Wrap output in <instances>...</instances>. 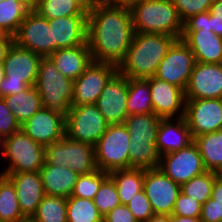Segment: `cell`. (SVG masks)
<instances>
[{"instance_id": "6da1fadb", "label": "cell", "mask_w": 222, "mask_h": 222, "mask_svg": "<svg viewBox=\"0 0 222 222\" xmlns=\"http://www.w3.org/2000/svg\"><path fill=\"white\" fill-rule=\"evenodd\" d=\"M134 34L129 8L91 1L87 14V43L93 61L119 66L126 57Z\"/></svg>"}, {"instance_id": "7a4b0ae2", "label": "cell", "mask_w": 222, "mask_h": 222, "mask_svg": "<svg viewBox=\"0 0 222 222\" xmlns=\"http://www.w3.org/2000/svg\"><path fill=\"white\" fill-rule=\"evenodd\" d=\"M175 40L169 35L135 32L126 57L118 66V72L133 79L155 76L159 63Z\"/></svg>"}, {"instance_id": "3957f363", "label": "cell", "mask_w": 222, "mask_h": 222, "mask_svg": "<svg viewBox=\"0 0 222 222\" xmlns=\"http://www.w3.org/2000/svg\"><path fill=\"white\" fill-rule=\"evenodd\" d=\"M130 10L135 32L180 39L183 22L172 0H142Z\"/></svg>"}, {"instance_id": "277c9868", "label": "cell", "mask_w": 222, "mask_h": 222, "mask_svg": "<svg viewBox=\"0 0 222 222\" xmlns=\"http://www.w3.org/2000/svg\"><path fill=\"white\" fill-rule=\"evenodd\" d=\"M35 86L42 107L66 119L72 106L74 81L64 77L49 57L41 58Z\"/></svg>"}, {"instance_id": "5b68a950", "label": "cell", "mask_w": 222, "mask_h": 222, "mask_svg": "<svg viewBox=\"0 0 222 222\" xmlns=\"http://www.w3.org/2000/svg\"><path fill=\"white\" fill-rule=\"evenodd\" d=\"M41 58L13 42L3 60L5 77L0 84V97L19 94L35 85Z\"/></svg>"}, {"instance_id": "8992f818", "label": "cell", "mask_w": 222, "mask_h": 222, "mask_svg": "<svg viewBox=\"0 0 222 222\" xmlns=\"http://www.w3.org/2000/svg\"><path fill=\"white\" fill-rule=\"evenodd\" d=\"M3 159H7L0 173L40 172L45 163V147L19 130L4 138Z\"/></svg>"}, {"instance_id": "52a82bcc", "label": "cell", "mask_w": 222, "mask_h": 222, "mask_svg": "<svg viewBox=\"0 0 222 222\" xmlns=\"http://www.w3.org/2000/svg\"><path fill=\"white\" fill-rule=\"evenodd\" d=\"M45 162L81 174L97 170L95 146L64 137L45 147Z\"/></svg>"}, {"instance_id": "ba28073f", "label": "cell", "mask_w": 222, "mask_h": 222, "mask_svg": "<svg viewBox=\"0 0 222 222\" xmlns=\"http://www.w3.org/2000/svg\"><path fill=\"white\" fill-rule=\"evenodd\" d=\"M130 136L123 124H110L95 145L97 169L110 173L129 168Z\"/></svg>"}, {"instance_id": "9c48e42d", "label": "cell", "mask_w": 222, "mask_h": 222, "mask_svg": "<svg viewBox=\"0 0 222 222\" xmlns=\"http://www.w3.org/2000/svg\"><path fill=\"white\" fill-rule=\"evenodd\" d=\"M109 125L96 104L71 106L65 119V136L95 146Z\"/></svg>"}, {"instance_id": "30bf717a", "label": "cell", "mask_w": 222, "mask_h": 222, "mask_svg": "<svg viewBox=\"0 0 222 222\" xmlns=\"http://www.w3.org/2000/svg\"><path fill=\"white\" fill-rule=\"evenodd\" d=\"M195 63V56L189 46L182 39H176L159 63L154 77L185 91Z\"/></svg>"}, {"instance_id": "8fae6325", "label": "cell", "mask_w": 222, "mask_h": 222, "mask_svg": "<svg viewBox=\"0 0 222 222\" xmlns=\"http://www.w3.org/2000/svg\"><path fill=\"white\" fill-rule=\"evenodd\" d=\"M117 72V65L92 60L74 81L72 106L96 104L102 90Z\"/></svg>"}, {"instance_id": "7c38bea8", "label": "cell", "mask_w": 222, "mask_h": 222, "mask_svg": "<svg viewBox=\"0 0 222 222\" xmlns=\"http://www.w3.org/2000/svg\"><path fill=\"white\" fill-rule=\"evenodd\" d=\"M13 42L41 57H49L56 51V43H52L48 20L35 9L26 15L17 33L13 36Z\"/></svg>"}, {"instance_id": "4fadbf2b", "label": "cell", "mask_w": 222, "mask_h": 222, "mask_svg": "<svg viewBox=\"0 0 222 222\" xmlns=\"http://www.w3.org/2000/svg\"><path fill=\"white\" fill-rule=\"evenodd\" d=\"M158 167L180 186L207 171L194 141L179 151L162 155Z\"/></svg>"}, {"instance_id": "5bb4252c", "label": "cell", "mask_w": 222, "mask_h": 222, "mask_svg": "<svg viewBox=\"0 0 222 222\" xmlns=\"http://www.w3.org/2000/svg\"><path fill=\"white\" fill-rule=\"evenodd\" d=\"M143 190L154 214H172L180 193V185L170 179L159 167L144 169Z\"/></svg>"}, {"instance_id": "9a60e30c", "label": "cell", "mask_w": 222, "mask_h": 222, "mask_svg": "<svg viewBox=\"0 0 222 222\" xmlns=\"http://www.w3.org/2000/svg\"><path fill=\"white\" fill-rule=\"evenodd\" d=\"M185 119L193 139L222 130V99H185Z\"/></svg>"}, {"instance_id": "2e32d148", "label": "cell", "mask_w": 222, "mask_h": 222, "mask_svg": "<svg viewBox=\"0 0 222 222\" xmlns=\"http://www.w3.org/2000/svg\"><path fill=\"white\" fill-rule=\"evenodd\" d=\"M128 78L117 72L102 90L96 106L109 124H123L127 113Z\"/></svg>"}, {"instance_id": "e0dca14e", "label": "cell", "mask_w": 222, "mask_h": 222, "mask_svg": "<svg viewBox=\"0 0 222 222\" xmlns=\"http://www.w3.org/2000/svg\"><path fill=\"white\" fill-rule=\"evenodd\" d=\"M184 93L185 99H222V63L196 62Z\"/></svg>"}, {"instance_id": "ac0fdd59", "label": "cell", "mask_w": 222, "mask_h": 222, "mask_svg": "<svg viewBox=\"0 0 222 222\" xmlns=\"http://www.w3.org/2000/svg\"><path fill=\"white\" fill-rule=\"evenodd\" d=\"M149 81L153 113L161 118H180L185 116L184 90L159 80L154 76Z\"/></svg>"}, {"instance_id": "d6986e66", "label": "cell", "mask_w": 222, "mask_h": 222, "mask_svg": "<svg viewBox=\"0 0 222 222\" xmlns=\"http://www.w3.org/2000/svg\"><path fill=\"white\" fill-rule=\"evenodd\" d=\"M21 130L46 147L65 137V118L42 107L21 125Z\"/></svg>"}, {"instance_id": "ffe728a7", "label": "cell", "mask_w": 222, "mask_h": 222, "mask_svg": "<svg viewBox=\"0 0 222 222\" xmlns=\"http://www.w3.org/2000/svg\"><path fill=\"white\" fill-rule=\"evenodd\" d=\"M7 176L15 186L19 207L27 219L36 213L46 195L40 172L0 173Z\"/></svg>"}, {"instance_id": "44dd1931", "label": "cell", "mask_w": 222, "mask_h": 222, "mask_svg": "<svg viewBox=\"0 0 222 222\" xmlns=\"http://www.w3.org/2000/svg\"><path fill=\"white\" fill-rule=\"evenodd\" d=\"M52 43L58 49L73 48L87 42V15H74L48 20Z\"/></svg>"}, {"instance_id": "7402d4cb", "label": "cell", "mask_w": 222, "mask_h": 222, "mask_svg": "<svg viewBox=\"0 0 222 222\" xmlns=\"http://www.w3.org/2000/svg\"><path fill=\"white\" fill-rule=\"evenodd\" d=\"M193 141L185 117L161 119L155 143L160 157L164 154L179 151Z\"/></svg>"}, {"instance_id": "603a6c76", "label": "cell", "mask_w": 222, "mask_h": 222, "mask_svg": "<svg viewBox=\"0 0 222 222\" xmlns=\"http://www.w3.org/2000/svg\"><path fill=\"white\" fill-rule=\"evenodd\" d=\"M180 39L192 50L196 62L222 63V37L212 30H182Z\"/></svg>"}, {"instance_id": "cb8c5ba5", "label": "cell", "mask_w": 222, "mask_h": 222, "mask_svg": "<svg viewBox=\"0 0 222 222\" xmlns=\"http://www.w3.org/2000/svg\"><path fill=\"white\" fill-rule=\"evenodd\" d=\"M49 58L57 70L72 81H75L92 61L87 42L73 48L58 49Z\"/></svg>"}, {"instance_id": "d4e9b609", "label": "cell", "mask_w": 222, "mask_h": 222, "mask_svg": "<svg viewBox=\"0 0 222 222\" xmlns=\"http://www.w3.org/2000/svg\"><path fill=\"white\" fill-rule=\"evenodd\" d=\"M45 194L68 198L71 196L79 174L62 166L45 162L40 169Z\"/></svg>"}, {"instance_id": "484cf974", "label": "cell", "mask_w": 222, "mask_h": 222, "mask_svg": "<svg viewBox=\"0 0 222 222\" xmlns=\"http://www.w3.org/2000/svg\"><path fill=\"white\" fill-rule=\"evenodd\" d=\"M161 117L154 113L129 115L124 125L132 144L155 145Z\"/></svg>"}, {"instance_id": "4316f807", "label": "cell", "mask_w": 222, "mask_h": 222, "mask_svg": "<svg viewBox=\"0 0 222 222\" xmlns=\"http://www.w3.org/2000/svg\"><path fill=\"white\" fill-rule=\"evenodd\" d=\"M92 0L31 1L32 8L47 20L60 17L87 15Z\"/></svg>"}, {"instance_id": "83f0119b", "label": "cell", "mask_w": 222, "mask_h": 222, "mask_svg": "<svg viewBox=\"0 0 222 222\" xmlns=\"http://www.w3.org/2000/svg\"><path fill=\"white\" fill-rule=\"evenodd\" d=\"M3 99L20 125L42 108L41 98L35 85L19 94L8 95Z\"/></svg>"}, {"instance_id": "f1b7e54d", "label": "cell", "mask_w": 222, "mask_h": 222, "mask_svg": "<svg viewBox=\"0 0 222 222\" xmlns=\"http://www.w3.org/2000/svg\"><path fill=\"white\" fill-rule=\"evenodd\" d=\"M114 181L122 205H127L137 192L144 187V169L128 168L109 173Z\"/></svg>"}, {"instance_id": "f546056e", "label": "cell", "mask_w": 222, "mask_h": 222, "mask_svg": "<svg viewBox=\"0 0 222 222\" xmlns=\"http://www.w3.org/2000/svg\"><path fill=\"white\" fill-rule=\"evenodd\" d=\"M31 0H4L0 2V28L14 36L26 15L32 10Z\"/></svg>"}, {"instance_id": "4dcf8cb0", "label": "cell", "mask_w": 222, "mask_h": 222, "mask_svg": "<svg viewBox=\"0 0 222 222\" xmlns=\"http://www.w3.org/2000/svg\"><path fill=\"white\" fill-rule=\"evenodd\" d=\"M194 142L207 171L217 172L222 168V130L196 136Z\"/></svg>"}, {"instance_id": "1f68e13d", "label": "cell", "mask_w": 222, "mask_h": 222, "mask_svg": "<svg viewBox=\"0 0 222 222\" xmlns=\"http://www.w3.org/2000/svg\"><path fill=\"white\" fill-rule=\"evenodd\" d=\"M128 115L153 113L149 81L128 78L127 96Z\"/></svg>"}, {"instance_id": "d6a6232c", "label": "cell", "mask_w": 222, "mask_h": 222, "mask_svg": "<svg viewBox=\"0 0 222 222\" xmlns=\"http://www.w3.org/2000/svg\"><path fill=\"white\" fill-rule=\"evenodd\" d=\"M23 215L17 199L15 186L5 175L0 174V222H23Z\"/></svg>"}, {"instance_id": "836d02e7", "label": "cell", "mask_w": 222, "mask_h": 222, "mask_svg": "<svg viewBox=\"0 0 222 222\" xmlns=\"http://www.w3.org/2000/svg\"><path fill=\"white\" fill-rule=\"evenodd\" d=\"M31 220L33 222H67L66 198L46 194Z\"/></svg>"}, {"instance_id": "e575fe53", "label": "cell", "mask_w": 222, "mask_h": 222, "mask_svg": "<svg viewBox=\"0 0 222 222\" xmlns=\"http://www.w3.org/2000/svg\"><path fill=\"white\" fill-rule=\"evenodd\" d=\"M66 204L67 222H103L93 200L70 196Z\"/></svg>"}, {"instance_id": "d590c367", "label": "cell", "mask_w": 222, "mask_h": 222, "mask_svg": "<svg viewBox=\"0 0 222 222\" xmlns=\"http://www.w3.org/2000/svg\"><path fill=\"white\" fill-rule=\"evenodd\" d=\"M217 172L205 171L180 186V192L204 204L211 198L212 188Z\"/></svg>"}, {"instance_id": "8d00e7d4", "label": "cell", "mask_w": 222, "mask_h": 222, "mask_svg": "<svg viewBox=\"0 0 222 222\" xmlns=\"http://www.w3.org/2000/svg\"><path fill=\"white\" fill-rule=\"evenodd\" d=\"M129 168L151 169L159 166L155 145L129 144Z\"/></svg>"}, {"instance_id": "74e56055", "label": "cell", "mask_w": 222, "mask_h": 222, "mask_svg": "<svg viewBox=\"0 0 222 222\" xmlns=\"http://www.w3.org/2000/svg\"><path fill=\"white\" fill-rule=\"evenodd\" d=\"M108 177L109 173L99 169L92 173L79 175L71 196L93 200L101 184Z\"/></svg>"}, {"instance_id": "f35d334b", "label": "cell", "mask_w": 222, "mask_h": 222, "mask_svg": "<svg viewBox=\"0 0 222 222\" xmlns=\"http://www.w3.org/2000/svg\"><path fill=\"white\" fill-rule=\"evenodd\" d=\"M99 213L104 217L109 211L121 205L114 181L108 177L100 186L93 199Z\"/></svg>"}, {"instance_id": "ab89813d", "label": "cell", "mask_w": 222, "mask_h": 222, "mask_svg": "<svg viewBox=\"0 0 222 222\" xmlns=\"http://www.w3.org/2000/svg\"><path fill=\"white\" fill-rule=\"evenodd\" d=\"M182 22L189 17L209 10L214 0H172Z\"/></svg>"}, {"instance_id": "60d3db41", "label": "cell", "mask_w": 222, "mask_h": 222, "mask_svg": "<svg viewBox=\"0 0 222 222\" xmlns=\"http://www.w3.org/2000/svg\"><path fill=\"white\" fill-rule=\"evenodd\" d=\"M127 206L138 222H146L154 215L150 201L144 190L137 192Z\"/></svg>"}, {"instance_id": "b9f144b4", "label": "cell", "mask_w": 222, "mask_h": 222, "mask_svg": "<svg viewBox=\"0 0 222 222\" xmlns=\"http://www.w3.org/2000/svg\"><path fill=\"white\" fill-rule=\"evenodd\" d=\"M202 204L195 199L179 193L171 215L183 217H200Z\"/></svg>"}, {"instance_id": "7bdbcfd3", "label": "cell", "mask_w": 222, "mask_h": 222, "mask_svg": "<svg viewBox=\"0 0 222 222\" xmlns=\"http://www.w3.org/2000/svg\"><path fill=\"white\" fill-rule=\"evenodd\" d=\"M19 130H21L20 123L7 107L3 97H0V136L6 138Z\"/></svg>"}, {"instance_id": "ee69618b", "label": "cell", "mask_w": 222, "mask_h": 222, "mask_svg": "<svg viewBox=\"0 0 222 222\" xmlns=\"http://www.w3.org/2000/svg\"><path fill=\"white\" fill-rule=\"evenodd\" d=\"M200 219L202 222H222V204L209 198L202 204Z\"/></svg>"}, {"instance_id": "f6af8a7d", "label": "cell", "mask_w": 222, "mask_h": 222, "mask_svg": "<svg viewBox=\"0 0 222 222\" xmlns=\"http://www.w3.org/2000/svg\"><path fill=\"white\" fill-rule=\"evenodd\" d=\"M183 30H212L210 13L205 11L189 17L183 22Z\"/></svg>"}, {"instance_id": "bcb514c9", "label": "cell", "mask_w": 222, "mask_h": 222, "mask_svg": "<svg viewBox=\"0 0 222 222\" xmlns=\"http://www.w3.org/2000/svg\"><path fill=\"white\" fill-rule=\"evenodd\" d=\"M103 222H138L130 212L127 205H119L109 211L104 217Z\"/></svg>"}, {"instance_id": "7dc6e473", "label": "cell", "mask_w": 222, "mask_h": 222, "mask_svg": "<svg viewBox=\"0 0 222 222\" xmlns=\"http://www.w3.org/2000/svg\"><path fill=\"white\" fill-rule=\"evenodd\" d=\"M106 5L115 7H124L131 9L135 4H138L142 0H97Z\"/></svg>"}, {"instance_id": "c3c4849f", "label": "cell", "mask_w": 222, "mask_h": 222, "mask_svg": "<svg viewBox=\"0 0 222 222\" xmlns=\"http://www.w3.org/2000/svg\"><path fill=\"white\" fill-rule=\"evenodd\" d=\"M211 198L215 199L217 203L222 204V179L218 176L214 180Z\"/></svg>"}, {"instance_id": "681fc988", "label": "cell", "mask_w": 222, "mask_h": 222, "mask_svg": "<svg viewBox=\"0 0 222 222\" xmlns=\"http://www.w3.org/2000/svg\"><path fill=\"white\" fill-rule=\"evenodd\" d=\"M13 43V37L7 35L5 38L0 39V63L5 59L6 53Z\"/></svg>"}, {"instance_id": "f907efd6", "label": "cell", "mask_w": 222, "mask_h": 222, "mask_svg": "<svg viewBox=\"0 0 222 222\" xmlns=\"http://www.w3.org/2000/svg\"><path fill=\"white\" fill-rule=\"evenodd\" d=\"M208 12L211 16L222 19V0H214Z\"/></svg>"}, {"instance_id": "816d5d0a", "label": "cell", "mask_w": 222, "mask_h": 222, "mask_svg": "<svg viewBox=\"0 0 222 222\" xmlns=\"http://www.w3.org/2000/svg\"><path fill=\"white\" fill-rule=\"evenodd\" d=\"M210 25L212 31L217 36L222 37V19L210 15Z\"/></svg>"}, {"instance_id": "f5cc1de1", "label": "cell", "mask_w": 222, "mask_h": 222, "mask_svg": "<svg viewBox=\"0 0 222 222\" xmlns=\"http://www.w3.org/2000/svg\"><path fill=\"white\" fill-rule=\"evenodd\" d=\"M170 222H202L200 217H183L170 215Z\"/></svg>"}, {"instance_id": "db71d44e", "label": "cell", "mask_w": 222, "mask_h": 222, "mask_svg": "<svg viewBox=\"0 0 222 222\" xmlns=\"http://www.w3.org/2000/svg\"><path fill=\"white\" fill-rule=\"evenodd\" d=\"M146 222H170V215L154 214Z\"/></svg>"}, {"instance_id": "11a10c76", "label": "cell", "mask_w": 222, "mask_h": 222, "mask_svg": "<svg viewBox=\"0 0 222 222\" xmlns=\"http://www.w3.org/2000/svg\"><path fill=\"white\" fill-rule=\"evenodd\" d=\"M5 77V71H4V65L3 62L0 63V84L1 81L4 79Z\"/></svg>"}, {"instance_id": "9f6ffc18", "label": "cell", "mask_w": 222, "mask_h": 222, "mask_svg": "<svg viewBox=\"0 0 222 222\" xmlns=\"http://www.w3.org/2000/svg\"><path fill=\"white\" fill-rule=\"evenodd\" d=\"M0 156L3 158V154H4V138L0 136Z\"/></svg>"}, {"instance_id": "6f0895ef", "label": "cell", "mask_w": 222, "mask_h": 222, "mask_svg": "<svg viewBox=\"0 0 222 222\" xmlns=\"http://www.w3.org/2000/svg\"><path fill=\"white\" fill-rule=\"evenodd\" d=\"M7 35L3 32V30L0 28V39L5 38Z\"/></svg>"}, {"instance_id": "680465c9", "label": "cell", "mask_w": 222, "mask_h": 222, "mask_svg": "<svg viewBox=\"0 0 222 222\" xmlns=\"http://www.w3.org/2000/svg\"><path fill=\"white\" fill-rule=\"evenodd\" d=\"M217 176L222 179V168L217 171Z\"/></svg>"}, {"instance_id": "91938a15", "label": "cell", "mask_w": 222, "mask_h": 222, "mask_svg": "<svg viewBox=\"0 0 222 222\" xmlns=\"http://www.w3.org/2000/svg\"><path fill=\"white\" fill-rule=\"evenodd\" d=\"M31 1H44V0H31ZM58 1H70V0H58Z\"/></svg>"}, {"instance_id": "94428289", "label": "cell", "mask_w": 222, "mask_h": 222, "mask_svg": "<svg viewBox=\"0 0 222 222\" xmlns=\"http://www.w3.org/2000/svg\"><path fill=\"white\" fill-rule=\"evenodd\" d=\"M23 222H33V221L31 219H27V220H25Z\"/></svg>"}]
</instances>
